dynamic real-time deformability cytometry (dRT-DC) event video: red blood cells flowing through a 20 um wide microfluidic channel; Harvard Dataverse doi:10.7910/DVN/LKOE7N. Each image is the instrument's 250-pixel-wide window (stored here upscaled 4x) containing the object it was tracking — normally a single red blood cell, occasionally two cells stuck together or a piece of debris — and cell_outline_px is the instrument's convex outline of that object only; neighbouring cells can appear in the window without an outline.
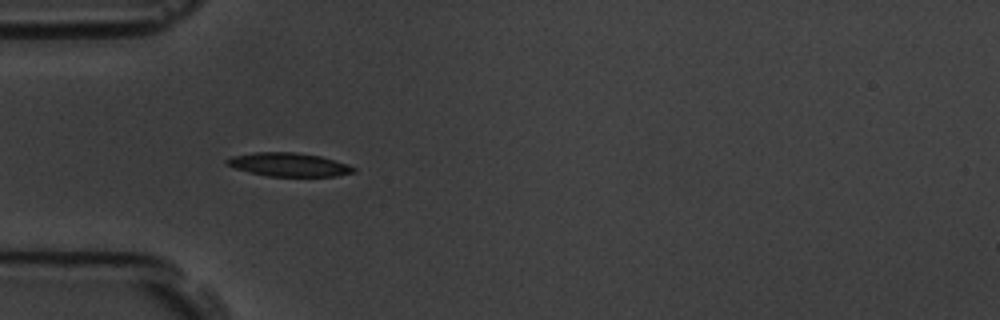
{"species": "common noctule bat (a hibernating species)", "species_latin": "Nyctalus noctula", "temperature_condition": "room temperature", "stored_images_in_passage": 44, "camera_frame_rate_fps": 3000, "um_per_image_px": 0.085, "animal": {"sex": "male", "body_mass_g": 19.5, "forearm_length_mm": 54.6}, "frame": {"image": 1, "passage_image": 4, "time_ms": 1.0, "image_size_px": [1000, 320], "cell_outline_px": [[356, 172], [336, 176], [268, 176], [236, 168], [224, 164], [224, 160], [232, 156], [252, 152], [296, 152], [320, 156], [348, 164], [356, 168]], "centroid_in_image_um": [24.55, 13.98], "position_along_channel_um": 60.5, "area_um2": 17.4}}
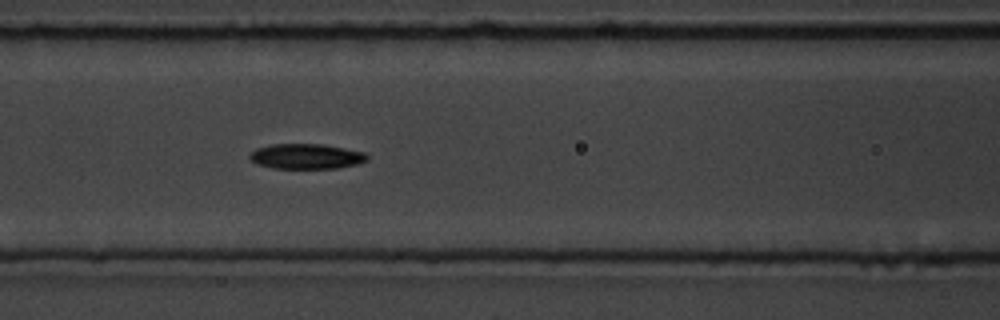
{"frame": {"image": 2, "passage_image": 11, "time_ms": 3.333, "image_size_px": [1000, 320], "cell_outline_px": [[368, 160], [356, 164], [336, 168], [272, 168], [256, 164], [248, 156], [256, 148], [272, 144], [324, 144], [364, 152], [368, 156]], "centroid_in_image_um": [26.02, 13.29], "position_along_channel_um": 140.6, "area_um2": 17.17}}
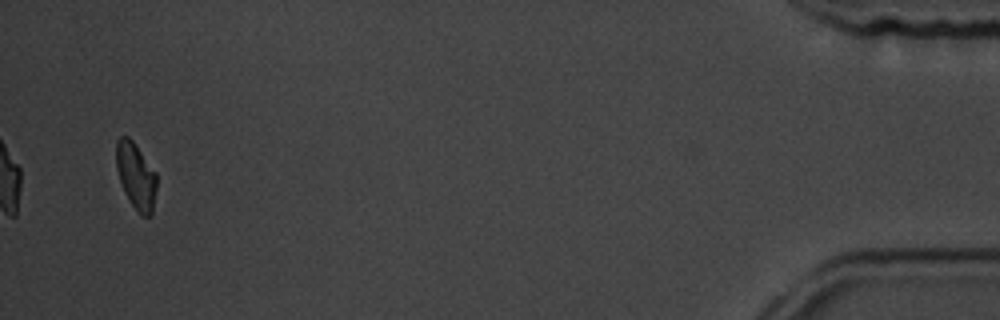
{"frame": {"image": 3, "passage_image": 42, "time_ms": 13.667, "image_size_px": [1000, 320], "cell_outline_px": [[156, 188], [152, 216], [144, 216], [136, 212], [128, 200], [124, 192], [116, 168], [116, 140], [120, 136], [128, 136], [132, 140], [156, 172]], "centroid_in_image_um": [11.55, 14.97], "position_along_channel_um": 423.7, "area_um2": 15.78}, "authors_computed_cell_mechanics": {"area_um2": 16.8487, "velocity_mm_per_s": 3.5578, "shape_relaxation_time_tau1_ms": 2.6459, "shape_relaxation_time_tau2_ms": null, "deformation_change_tau1": 0.1024, "deformation_change_tau2": null}}